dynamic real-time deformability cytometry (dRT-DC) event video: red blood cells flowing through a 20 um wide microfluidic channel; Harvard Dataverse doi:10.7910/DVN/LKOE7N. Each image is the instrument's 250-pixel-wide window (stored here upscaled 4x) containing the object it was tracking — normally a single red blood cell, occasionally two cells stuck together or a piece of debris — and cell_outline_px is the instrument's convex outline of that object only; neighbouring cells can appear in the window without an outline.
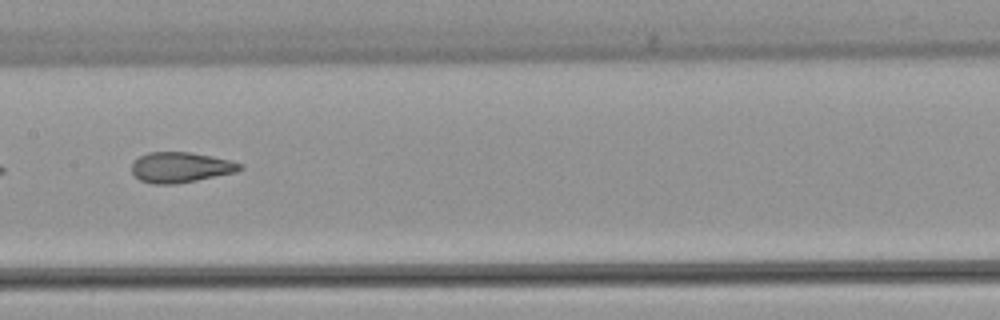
{"species": "common noctule bat (a hibernating species)", "species_latin": "Nyctalus noctula", "temperature_condition": "warm", "stored_images_in_passage": 37, "camera_frame_rate_fps": 3000, "um_per_image_px": 0.085, "animal": {"sex": "female", "body_mass_g": 22.7, "forearm_length_mm": 54.2}, "frame": {"image": 1, "passage_image": 11, "time_ms": 3.333, "image_size_px": [1000, 320], "cell_outline_px": [[244, 168], [236, 172], [176, 184], [152, 184], [140, 180], [132, 172], [132, 164], [140, 156], [148, 152], [188, 152], [212, 156], [232, 160], [244, 164]], "centroid_in_image_um": [15.39, 14.22], "position_along_channel_um": 192.0, "area_um2": 19.19}, "authors_computed_cell_mechanics": {"area_um2": 19.5942, "velocity_mm_per_s": 3.8481, "shape_relaxation_time_tau1_ms": null, "shape_relaxation_time_tau2_ms": 1.6391, "deformation_change_tau1": null, "deformation_change_tau2": 0.0959}}